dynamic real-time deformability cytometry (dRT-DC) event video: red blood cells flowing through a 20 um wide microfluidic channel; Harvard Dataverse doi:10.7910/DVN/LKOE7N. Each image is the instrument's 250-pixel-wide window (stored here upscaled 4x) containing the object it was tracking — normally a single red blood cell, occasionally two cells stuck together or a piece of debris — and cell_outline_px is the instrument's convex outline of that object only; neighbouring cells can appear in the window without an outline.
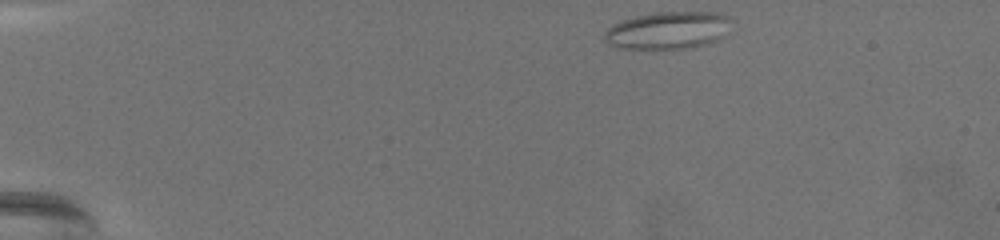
{"species": "common noctule bat (a hibernating species)", "species_latin": "Nyctalus noctula", "temperature_condition": "warm", "stored_images_in_passage": 54, "camera_frame_rate_fps": 3000, "um_per_image_px": 0.085, "animal": {"sex": "female", "body_mass_g": 19.5, "forearm_length_mm": 54.1}, "frame": {"image": 1, "passage_image": 1, "time_ms": 0.0, "image_size_px": [1000, 240], "cell_outline_px": [[728, 20], [724, 36], [708, 44], [688, 48], [616, 48], [608, 44], [604, 40], [604, 32], [612, 24], [620, 20], [636, 16], [656, 12], [720, 12], [728, 16]], "centroid_in_image_um": [56.72, 2.57], "position_along_channel_um": 28.3, "area_um2": 27.57}}
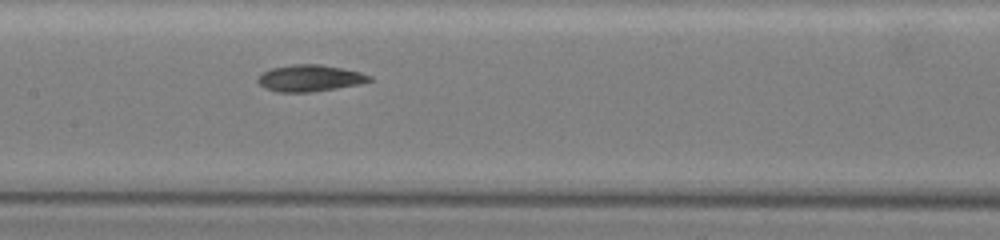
{"frame": {"image": 2, "passage_image": 26, "time_ms": 8.333, "image_size_px": [1000, 240], "cell_outline_px": [[372, 80], [360, 84], [312, 92], [276, 92], [264, 88], [256, 80], [256, 76], [272, 68], [292, 64], [320, 64], [360, 72], [372, 76]], "centroid_in_image_um": [26.3, 6.65], "position_along_channel_um": 181.1, "area_um2": 17.34}}
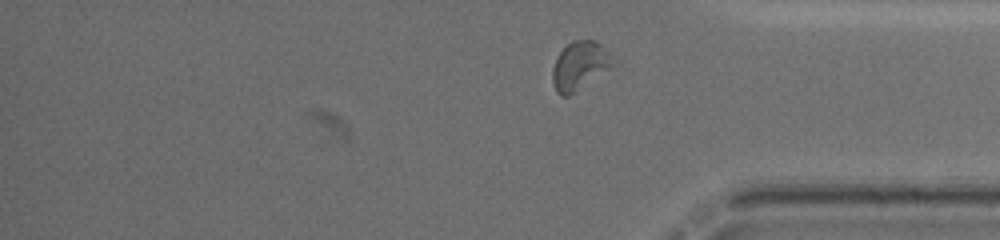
{"frame": {"image": 3, "passage_image": 47, "time_ms": 15.333, "image_size_px": [1000, 240], "cell_outline_px": [[620, 64], [576, 92], [568, 96], [560, 96], [556, 92], [552, 80], [552, 68], [556, 56], [572, 40], [596, 40]], "centroid_in_image_um": [49.33, 5.61], "position_along_channel_um": 385.9, "area_um2": 17.69}, "authors_computed_cell_mechanics": {"area_um2": 17.6579, "velocity_mm_per_s": 3.0044, "shape_relaxation_time_tau1_ms": 7.9502, "shape_relaxation_time_tau2_ms": 3.335, "deformation_change_tau1": 0.1514, "deformation_change_tau2": 0.1037}}